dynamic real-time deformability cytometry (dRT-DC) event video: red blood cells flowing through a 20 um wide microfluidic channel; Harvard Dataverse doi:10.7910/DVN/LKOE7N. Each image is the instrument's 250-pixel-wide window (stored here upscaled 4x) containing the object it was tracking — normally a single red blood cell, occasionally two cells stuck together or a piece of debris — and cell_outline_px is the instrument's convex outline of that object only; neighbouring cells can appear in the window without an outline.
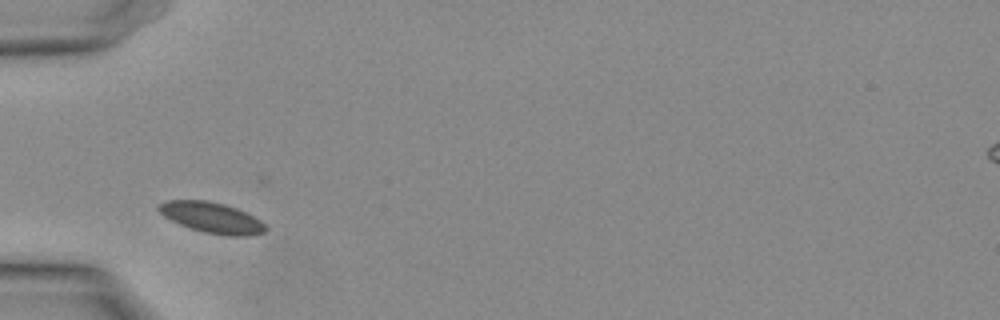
{"species": "Egyptian fruit bat (a non-hibernating species)", "species_latin": "Rousettus aegyptiacus", "temperature_condition": "warm", "stored_images_in_passage": 1, "camera_frame_rate_fps": 3000, "um_per_image_px": 0.085, "animal": {"sex": "female"}, "frame": {"image": 1, "passage_image": 1, "time_ms": 0.0, "image_size_px": [1000, 320], "cell_outline_px": [[268, 228], [264, 232], [248, 236], [228, 236], [204, 232], [180, 224], [164, 216], [156, 208], [160, 204], [168, 200], [208, 200], [224, 204], [236, 208], [260, 220]], "centroid_in_image_um": [18.01, 18.5], "position_along_channel_um": 67.0, "area_um2": 18.9}}